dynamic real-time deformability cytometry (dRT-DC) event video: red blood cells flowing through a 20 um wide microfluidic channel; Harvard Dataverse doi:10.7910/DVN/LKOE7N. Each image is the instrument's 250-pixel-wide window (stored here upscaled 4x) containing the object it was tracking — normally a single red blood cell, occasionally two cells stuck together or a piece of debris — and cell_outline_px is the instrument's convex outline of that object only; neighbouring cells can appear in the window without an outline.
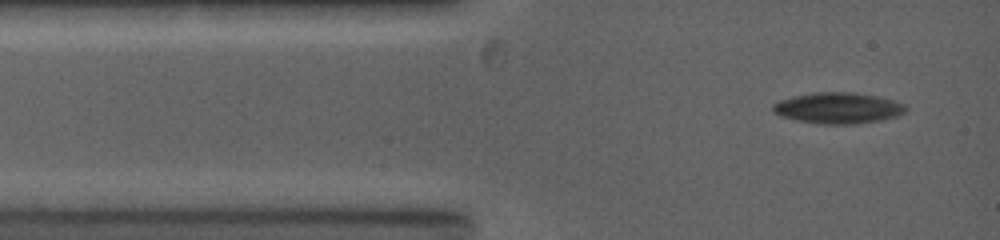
{"species": "common noctule bat (a hibernating species)", "species_latin": "Nyctalus noctula", "temperature_condition": "warm", "stored_images_in_passage": 7, "camera_frame_rate_fps": 5000, "um_per_image_px": 0.085, "animal": {"sex": "female", "body_mass_g": 19.0, "forearm_length_mm": 53.3}, "frame": {"image": 1, "passage_image": 1, "time_ms": 0.0, "image_size_px": [1000, 240], "cell_outline_px": [[908, 108], [904, 112], [896, 116], [880, 120], [852, 124], [820, 124], [796, 120], [780, 116], [772, 112], [772, 104], [780, 100], [792, 96], [816, 92], [852, 92], [876, 96], [892, 100], [904, 104]], "centroid_in_image_um": [71.19, 9.18], "position_along_channel_um": 13.8, "area_um2": 23.99}}
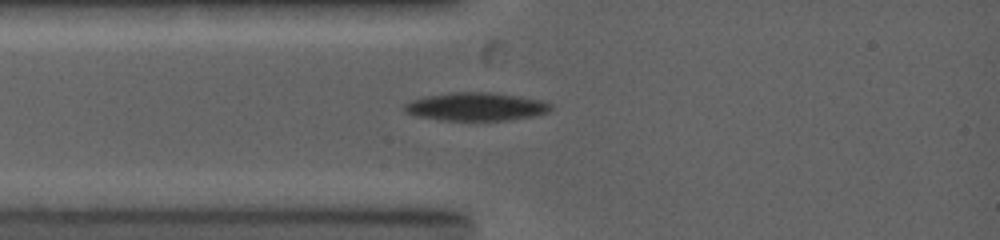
{"frame": {"image": 2, "passage_image": 3, "time_ms": 1.6, "image_size_px": [1000, 240], "cell_outline_px": [[552, 108], [548, 112], [532, 116], [508, 120], [440, 120], [416, 116], [404, 112], [404, 104], [412, 100], [424, 96], [452, 92], [496, 92], [544, 100], [552, 104]], "centroid_in_image_um": [40.47, 9.05], "position_along_channel_um": 44.5, "area_um2": 24.28}}
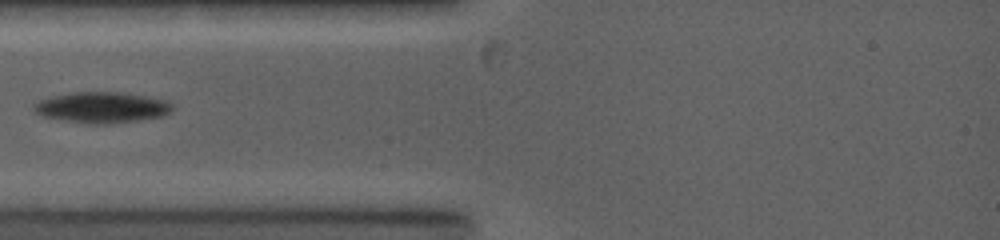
{"frame": {"image": 3, "passage_image": 4, "time_ms": 2.4, "image_size_px": [1000, 240], "cell_outline_px": [[172, 108], [168, 112], [160, 116], [136, 120], [104, 124], [88, 124], [64, 120], [44, 116], [32, 112], [32, 104], [48, 96], [68, 92], [120, 92], [144, 96], [164, 100], [172, 104]], "centroid_in_image_um": [8.54, 9.12], "position_along_channel_um": 76.5, "area_um2": 24.8}}